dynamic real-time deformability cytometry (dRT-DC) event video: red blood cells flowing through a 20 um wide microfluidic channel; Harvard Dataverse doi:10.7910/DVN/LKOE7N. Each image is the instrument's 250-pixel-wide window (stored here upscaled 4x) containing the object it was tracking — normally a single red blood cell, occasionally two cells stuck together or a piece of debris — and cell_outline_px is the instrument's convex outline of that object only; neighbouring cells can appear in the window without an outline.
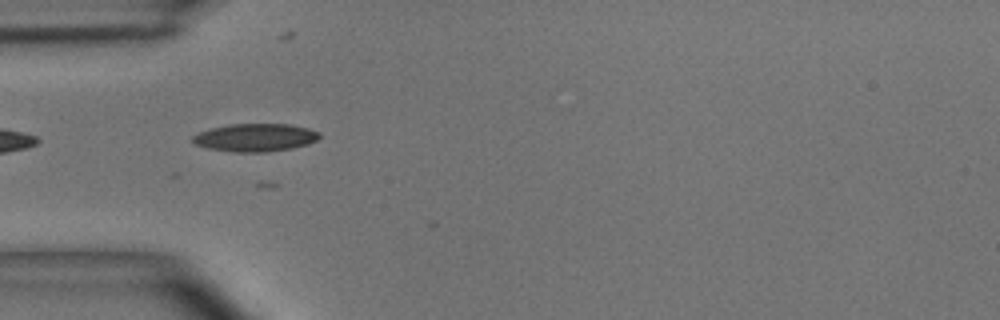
{"species": "common noctule bat (a hibernating species)", "species_latin": "Nyctalus noctula", "temperature_condition": "room temperature", "stored_images_in_passage": 3, "camera_frame_rate_fps": 3000, "um_per_image_px": 0.085, "animal": {"sex": "male", "body_mass_g": 15.6}, "frame": {"image": 1, "passage_image": 2, "time_ms": 0.333, "image_size_px": [1000, 320], "cell_outline_px": [[320, 136], [316, 140], [308, 144], [292, 148], [268, 152], [236, 152], [208, 148], [196, 144], [192, 140], [192, 136], [200, 132], [212, 128], [228, 124], [288, 124], [308, 128], [320, 132]], "centroid_in_image_um": [21.72, 11.69], "position_along_channel_um": 63.3, "area_um2": 20.52}}